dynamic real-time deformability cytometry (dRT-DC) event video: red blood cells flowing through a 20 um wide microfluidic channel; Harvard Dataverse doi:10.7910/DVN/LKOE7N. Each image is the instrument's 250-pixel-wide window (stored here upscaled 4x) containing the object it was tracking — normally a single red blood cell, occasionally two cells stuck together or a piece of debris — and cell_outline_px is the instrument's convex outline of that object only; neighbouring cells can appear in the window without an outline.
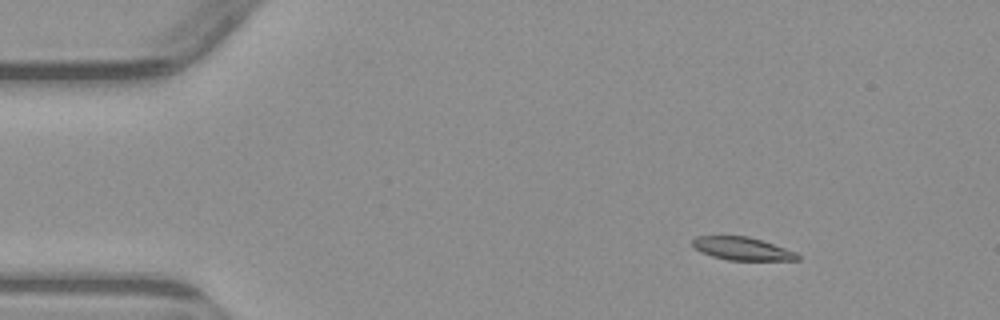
{"species": "common noctule bat (a hibernating species)", "species_latin": "Nyctalus noctula", "temperature_condition": "warm", "stored_images_in_passage": 5, "camera_frame_rate_fps": 3000, "um_per_image_px": 0.085, "animal": {"sex": "male", "body_mass_g": 23.1, "forearm_length_mm": 52.7}, "frame": {"image": 1, "passage_image": 2, "time_ms": 1.333, "image_size_px": [1000, 320], "cell_outline_px": [[800, 260], [728, 260], [712, 256], [696, 248], [692, 244], [692, 240], [696, 236], [748, 236], [796, 252], [800, 256]], "centroid_in_image_um": [63.1, 21.14], "position_along_channel_um": 21.9, "area_um2": 13.81}}
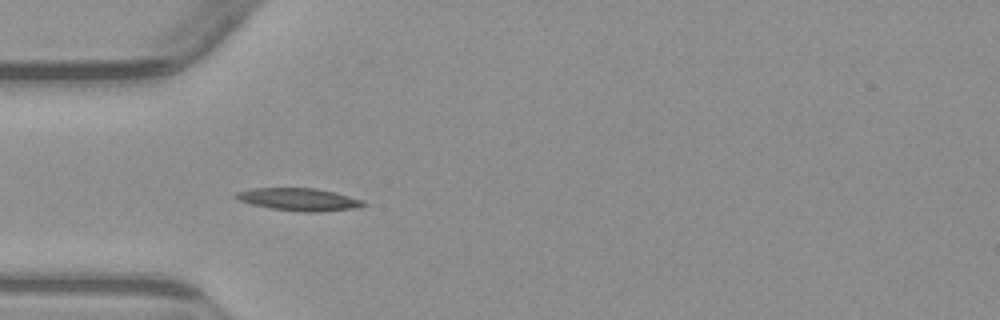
{"frame": {"image": 2, "passage_image": 4, "time_ms": 4.333, "image_size_px": [1000, 320], "cell_outline_px": [[368, 204], [360, 208], [320, 212], [300, 212], [272, 208], [252, 204], [240, 200], [232, 196], [236, 192], [252, 188], [316, 188], [364, 200]], "centroid_in_image_um": [25.45, 16.96], "position_along_channel_um": 59.6, "area_um2": 16.82}}
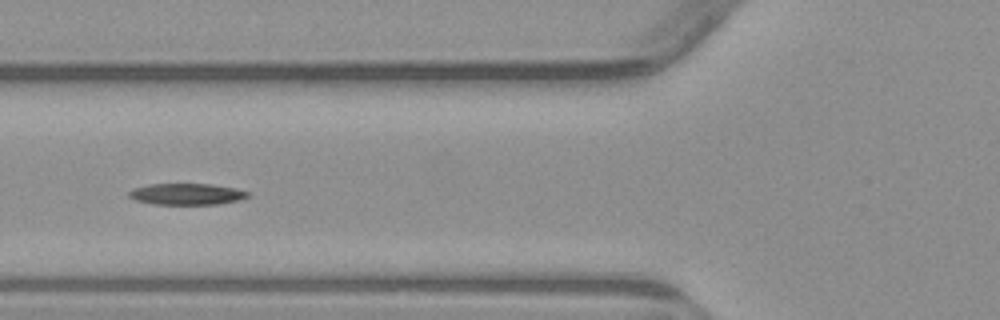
{"frame": {"image": 3, "passage_image": 5, "time_ms": 5.667, "image_size_px": [1000, 320], "cell_outline_px": [[252, 196], [240, 200], [216, 204], [152, 204], [136, 200], [128, 196], [128, 192], [136, 188], [148, 184], [212, 184], [236, 188], [252, 192]], "centroid_in_image_um": [15.95, 16.49], "position_along_channel_um": 109.8, "area_um2": 14.91}}